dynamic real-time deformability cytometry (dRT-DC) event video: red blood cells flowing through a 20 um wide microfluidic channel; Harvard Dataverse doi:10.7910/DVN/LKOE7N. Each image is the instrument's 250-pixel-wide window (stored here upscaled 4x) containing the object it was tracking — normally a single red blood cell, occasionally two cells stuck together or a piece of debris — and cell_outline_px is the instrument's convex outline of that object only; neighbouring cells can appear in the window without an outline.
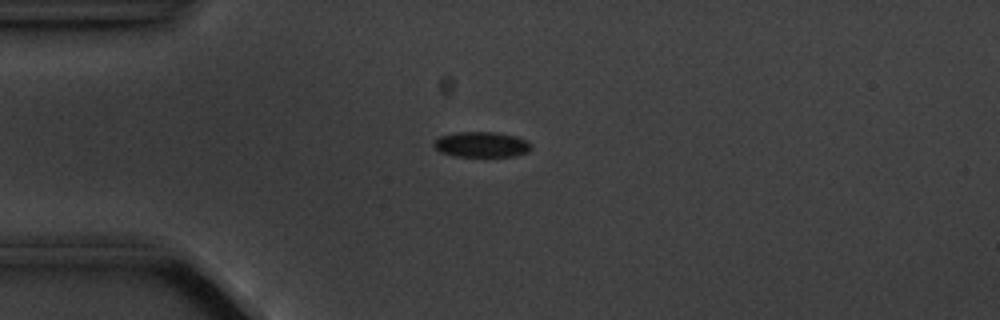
{"species": "common noctule bat (a hibernating species)", "species_latin": "Nyctalus noctula", "temperature_condition": "cold", "stored_images_in_passage": 8, "camera_frame_rate_fps": 3000, "um_per_image_px": 0.085, "animal": {"sex": "male", "body_mass_g": 20.1, "forearm_length_mm": 53.5}, "frame": {"image": 1, "passage_image": 4, "time_ms": 3.667, "image_size_px": [1000, 320], "cell_outline_px": [[532, 148], [528, 152], [512, 156], [452, 156], [440, 152], [432, 144], [440, 136], [456, 132], [496, 132], [516, 136], [528, 140], [532, 144]], "centroid_in_image_um": [40.96, 12.28], "position_along_channel_um": 44.0, "area_um2": 14.51}}
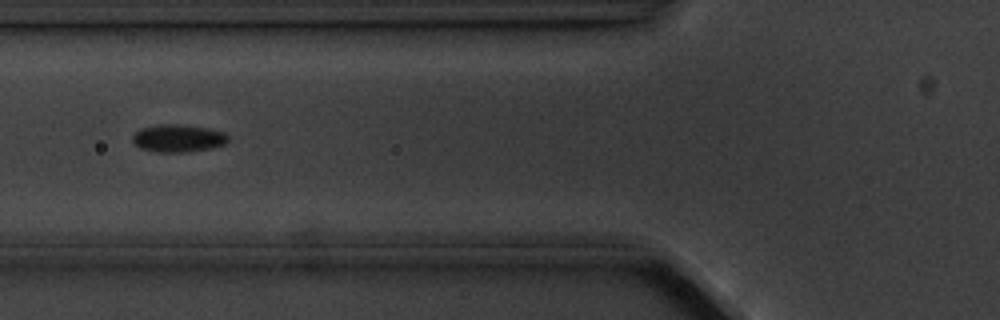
{"frame": {"image": 2, "passage_image": 6, "time_ms": 6.0, "image_size_px": [1000, 320], "cell_outline_px": [[228, 140], [224, 144], [212, 148], [188, 152], [156, 152], [140, 148], [132, 140], [132, 136], [140, 128], [156, 124], [176, 124], [208, 128], [224, 132], [228, 136]], "centroid_in_image_um": [15.13, 11.75], "position_along_channel_um": 110.7, "area_um2": 15.43}}